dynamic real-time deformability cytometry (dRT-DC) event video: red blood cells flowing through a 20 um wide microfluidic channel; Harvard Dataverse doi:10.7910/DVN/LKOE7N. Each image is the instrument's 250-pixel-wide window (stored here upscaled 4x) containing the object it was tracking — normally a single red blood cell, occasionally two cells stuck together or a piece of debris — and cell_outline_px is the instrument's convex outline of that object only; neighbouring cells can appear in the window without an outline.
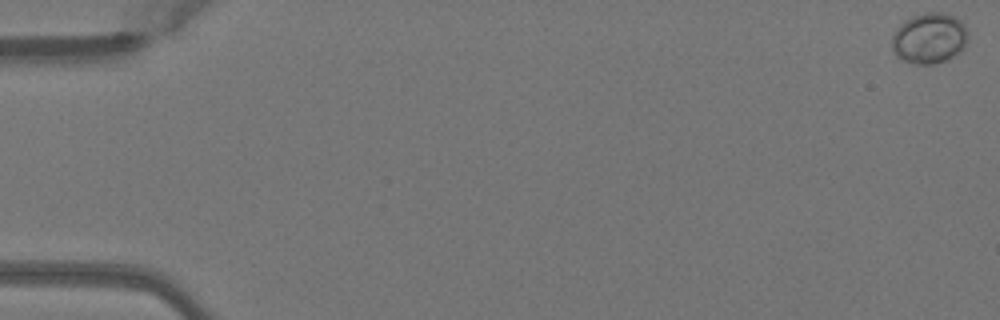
{"species": "Egyptian fruit bat (a non-hibernating species)", "species_latin": "Rousettus aegyptiacus", "temperature_condition": "warm", "stored_images_in_passage": 52, "camera_frame_rate_fps": 3000, "um_per_image_px": 0.085, "animal": {"sex": "female"}, "frame": {"image": 1, "passage_image": 1, "time_ms": 0.0, "image_size_px": [1000, 320], "cell_outline_px": [[968, 40], [964, 48], [952, 56], [944, 60], [932, 64], [916, 64], [904, 60], [896, 56], [892, 48], [892, 36], [896, 28], [904, 20], [912, 16], [928, 12], [940, 12], [952, 16], [960, 20], [968, 32]], "centroid_in_image_um": [78.98, 3.24], "position_along_channel_um": 6.0, "area_um2": 22.37}}
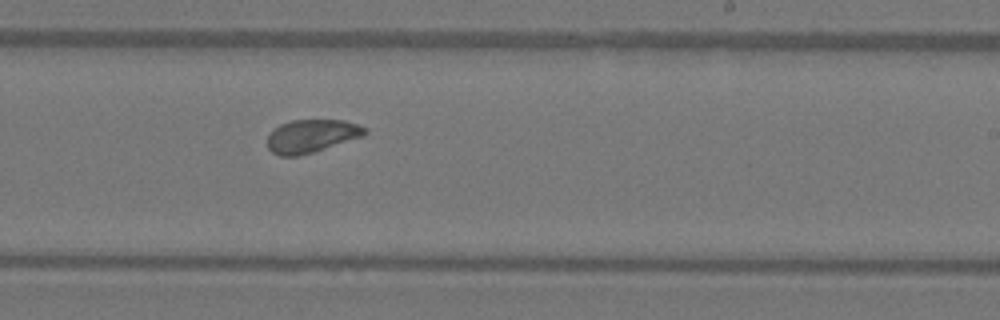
{"frame": {"image": 2, "passage_image": 32, "time_ms": 10.333, "image_size_px": [1000, 320], "cell_outline_px": [[368, 132], [364, 136], [312, 152], [296, 156], [280, 156], [272, 152], [268, 148], [268, 136], [280, 124], [292, 120], [344, 120], [368, 128]], "centroid_in_image_um": [26.51, 11.55], "position_along_channel_um": 262.5, "area_um2": 18.61}}
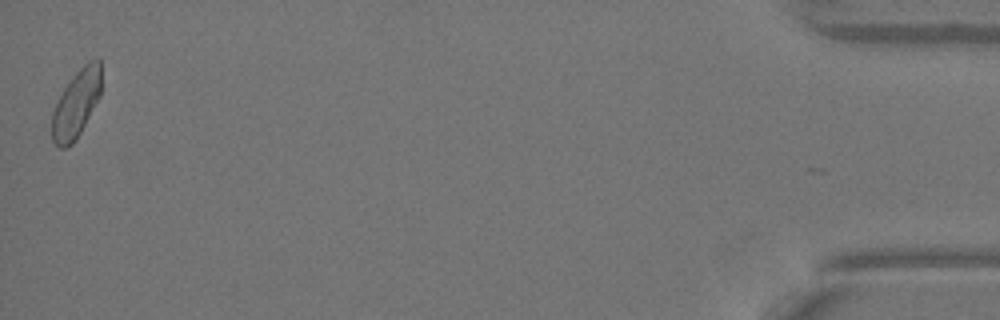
{"frame": {"image": 3, "passage_image": 51, "time_ms": 16.667, "image_size_px": [1000, 320], "cell_outline_px": [[100, 96], [76, 140], [72, 144], [64, 148], [60, 148], [52, 140], [52, 112], [64, 88], [76, 72], [88, 60], [96, 56], [100, 56]], "centroid_in_image_um": [6.49, 8.8], "position_along_channel_um": 428.7, "area_um2": 19.31}, "authors_computed_cell_mechanics": {"area_um2": 19.0451, "velocity_mm_per_s": 4.0622, "shape_relaxation_time_tau1_ms": 9.1666, "shape_relaxation_time_tau2_ms": 2.2735, "deformation_change_tau1": 0.0835, "deformation_change_tau2": 0.0746}}